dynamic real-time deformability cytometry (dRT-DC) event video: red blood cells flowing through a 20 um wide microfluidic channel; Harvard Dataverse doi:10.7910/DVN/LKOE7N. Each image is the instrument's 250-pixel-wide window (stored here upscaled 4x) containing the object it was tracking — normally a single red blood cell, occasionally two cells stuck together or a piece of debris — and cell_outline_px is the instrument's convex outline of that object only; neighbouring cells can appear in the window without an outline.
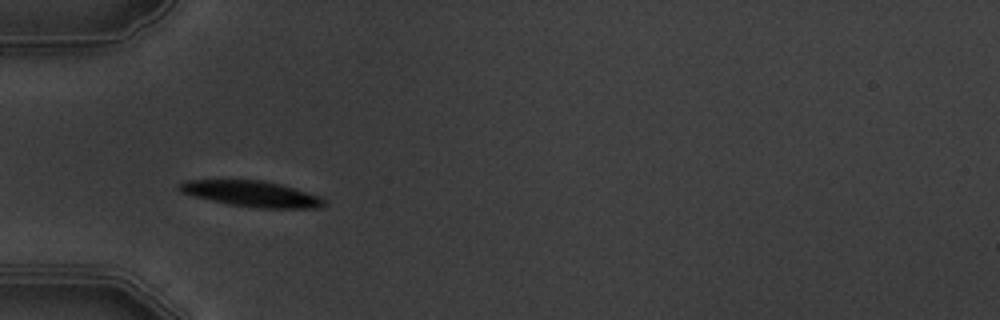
{"species": "common noctule bat (a hibernating species)", "species_latin": "Nyctalus noctula", "temperature_condition": "warm", "stored_images_in_passage": 4, "camera_frame_rate_fps": 3000, "um_per_image_px": 0.085, "animal": {"sex": "male", "body_mass_g": 19.5, "forearm_length_mm": 54.6}, "frame": {"image": 1, "passage_image": 4, "time_ms": 3.333, "image_size_px": [1000, 320], "cell_outline_px": [[324, 208], [256, 208], [228, 204], [192, 196], [184, 192], [176, 184], [184, 180], [264, 180], [280, 184], [320, 196], [324, 200]], "centroid_in_image_um": [21.39, 16.47], "position_along_channel_um": 63.6, "area_um2": 21.73}}